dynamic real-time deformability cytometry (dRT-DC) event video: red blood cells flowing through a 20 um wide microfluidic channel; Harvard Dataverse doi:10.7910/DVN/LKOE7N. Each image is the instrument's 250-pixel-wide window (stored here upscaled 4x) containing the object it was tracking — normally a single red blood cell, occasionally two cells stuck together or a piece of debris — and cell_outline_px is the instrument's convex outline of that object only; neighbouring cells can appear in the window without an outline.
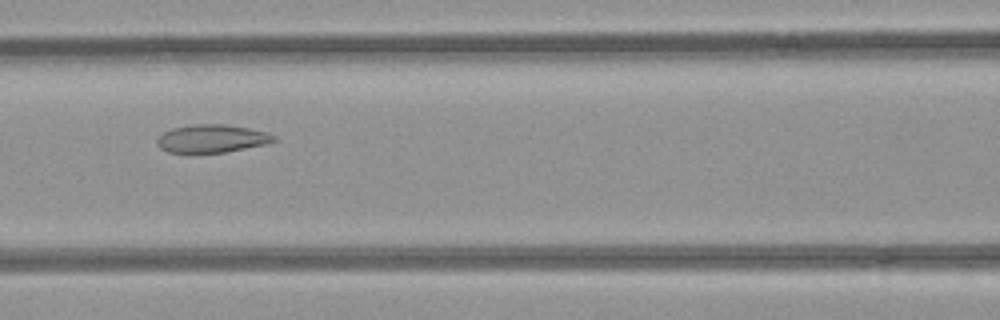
{"species": "common noctule bat (a hibernating species)", "species_latin": "Nyctalus noctula", "temperature_condition": "room temperature", "stored_images_in_passage": 39, "camera_frame_rate_fps": 3000, "um_per_image_px": 0.085, "animal": {"sex": "female", "body_mass_g": 21.9}, "frame": {"image": 1, "passage_image": 10, "time_ms": 3.0, "image_size_px": [1000, 320], "cell_outline_px": [[276, 140], [264, 144], [224, 152], [168, 152], [160, 148], [156, 144], [156, 140], [164, 132], [172, 128], [192, 124], [224, 124], [248, 128], [264, 132], [276, 136]], "centroid_in_image_um": [17.96, 11.77], "position_along_channel_um": 148.6, "area_um2": 18.73}}
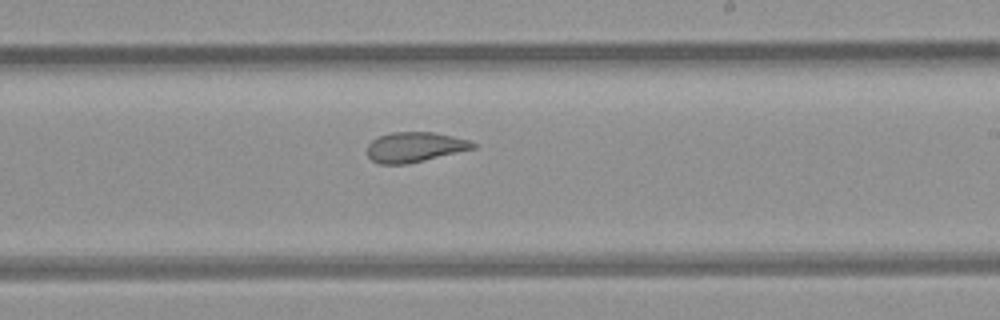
{"frame": {"image": 2, "passage_image": 18, "time_ms": 5.667, "image_size_px": [1000, 320], "cell_outline_px": [[476, 148], [408, 164], [380, 164], [372, 160], [368, 156], [368, 144], [372, 140], [380, 136], [392, 132], [436, 132], [468, 140], [476, 144]], "centroid_in_image_um": [35.26, 12.5], "position_along_channel_um": 253.7, "area_um2": 18.44}}
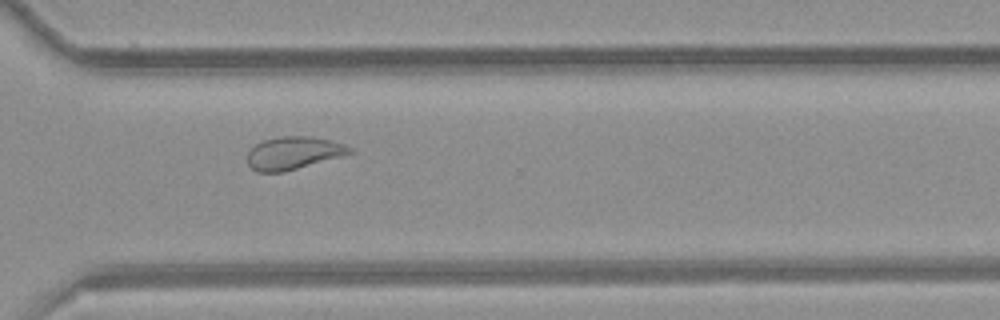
{"frame": {"image": 3, "passage_image": 25, "time_ms": 8.0, "image_size_px": [1000, 320], "cell_outline_px": [[356, 152], [344, 156], [284, 172], [256, 172], [248, 164], [248, 152], [256, 144], [264, 140], [280, 136], [312, 136], [332, 140], [344, 144], [352, 148]], "centroid_in_image_um": [25.0, 13.0], "position_along_channel_um": 345.6, "area_um2": 19.77}, "authors_computed_cell_mechanics": {"area_um2": 20.23, "velocity_mm_per_s": 3.9522, "shape_relaxation_time_tau1_ms": null, "shape_relaxation_time_tau2_ms": 1.1767, "deformation_change_tau1": null, "deformation_change_tau2": 0.0832}}